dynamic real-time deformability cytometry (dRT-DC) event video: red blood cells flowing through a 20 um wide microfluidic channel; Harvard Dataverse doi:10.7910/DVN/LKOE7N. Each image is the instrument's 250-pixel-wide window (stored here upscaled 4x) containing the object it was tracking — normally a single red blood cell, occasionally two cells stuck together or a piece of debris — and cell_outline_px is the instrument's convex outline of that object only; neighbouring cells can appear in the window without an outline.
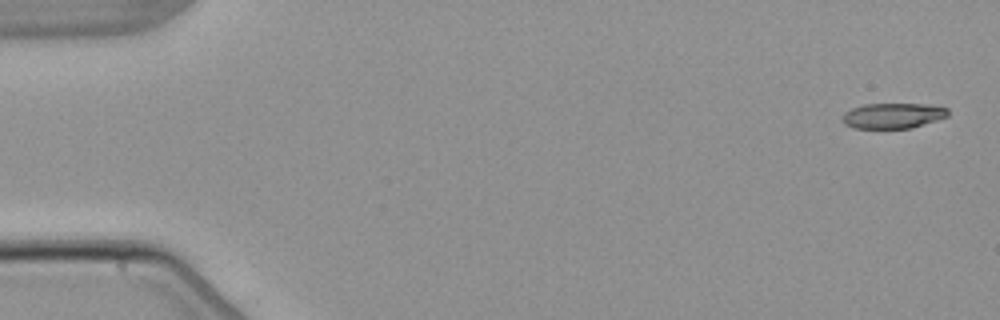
{"species": "common noctule bat (a hibernating species)", "species_latin": "Nyctalus noctula", "temperature_condition": "warm", "stored_images_in_passage": 5, "camera_frame_rate_fps": 3000, "um_per_image_px": 0.085, "animal": {"sex": "male", "body_mass_g": 21.5, "forearm_length_mm": 52.0}, "frame": {"image": 1, "passage_image": 1, "time_ms": 0.0, "image_size_px": [1000, 320], "cell_outline_px": [[948, 116], [912, 128], [852, 128], [844, 124], [840, 116], [844, 112], [852, 108], [864, 104], [924, 104], [948, 108]], "centroid_in_image_um": [75.85, 9.83], "position_along_channel_um": 9.2, "area_um2": 15.66}}
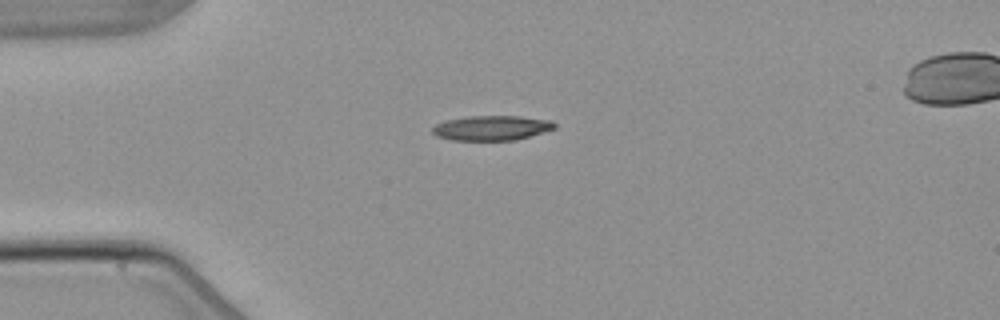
{"frame": {"image": 2, "passage_image": 4, "time_ms": 4.0, "image_size_px": [1000, 320], "cell_outline_px": [[556, 128], [516, 140], [452, 140], [436, 136], [432, 132], [432, 128], [436, 124], [444, 120], [468, 116], [520, 116], [552, 120], [556, 124]], "centroid_in_image_um": [41.78, 10.87], "position_along_channel_um": 43.2, "area_um2": 17.74}}